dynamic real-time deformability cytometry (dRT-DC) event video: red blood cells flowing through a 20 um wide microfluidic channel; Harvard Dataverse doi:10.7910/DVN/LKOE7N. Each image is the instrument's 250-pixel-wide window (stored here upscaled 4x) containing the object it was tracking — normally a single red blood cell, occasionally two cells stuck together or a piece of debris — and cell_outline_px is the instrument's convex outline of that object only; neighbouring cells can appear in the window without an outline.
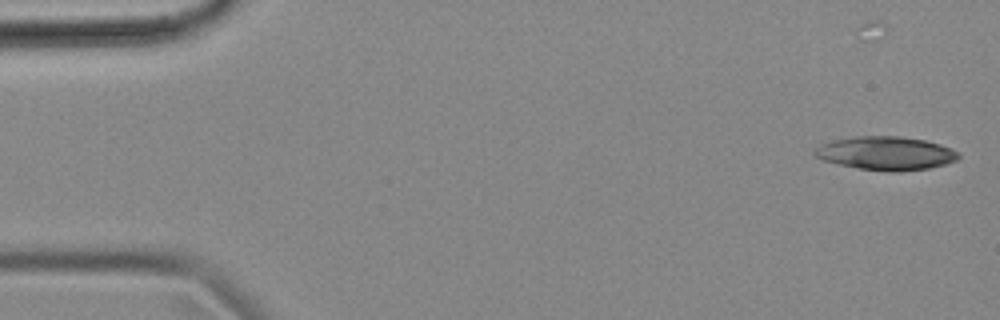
{"species": "common noctule bat (a hibernating species)", "species_latin": "Nyctalus noctula", "temperature_condition": "cold", "stored_images_in_passage": 17, "camera_frame_rate_fps": 3000, "um_per_image_px": 0.085, "animal": {"sex": "female", "body_mass_g": 18.4}, "frame": {"image": 1, "passage_image": 3, "time_ms": 0.667, "image_size_px": [1000, 320], "cell_outline_px": [[960, 156], [956, 160], [944, 164], [928, 168], [896, 172], [892, 172], [860, 168], [840, 164], [824, 160], [816, 156], [812, 152], [820, 144], [832, 140], [856, 136], [900, 136], [924, 140], [940, 144], [952, 148], [960, 152]], "centroid_in_image_um": [75.32, 13.01], "position_along_channel_um": 9.7, "area_um2": 27.98}}
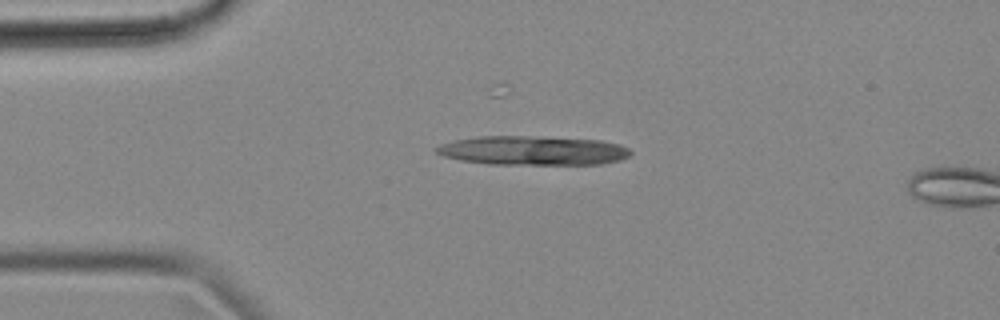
{"frame": {"image": 2, "passage_image": 14, "time_ms": 4.333, "image_size_px": [1000, 320], "cell_outline_px": [[632, 152], [628, 156], [620, 160], [600, 164], [488, 164], [460, 160], [444, 156], [436, 152], [432, 148], [440, 144], [456, 140], [480, 136], [528, 136], [600, 140], [620, 144], [628, 148]], "centroid_in_image_um": [45.27, 12.79], "position_along_channel_um": 39.7, "area_um2": 32.95}}